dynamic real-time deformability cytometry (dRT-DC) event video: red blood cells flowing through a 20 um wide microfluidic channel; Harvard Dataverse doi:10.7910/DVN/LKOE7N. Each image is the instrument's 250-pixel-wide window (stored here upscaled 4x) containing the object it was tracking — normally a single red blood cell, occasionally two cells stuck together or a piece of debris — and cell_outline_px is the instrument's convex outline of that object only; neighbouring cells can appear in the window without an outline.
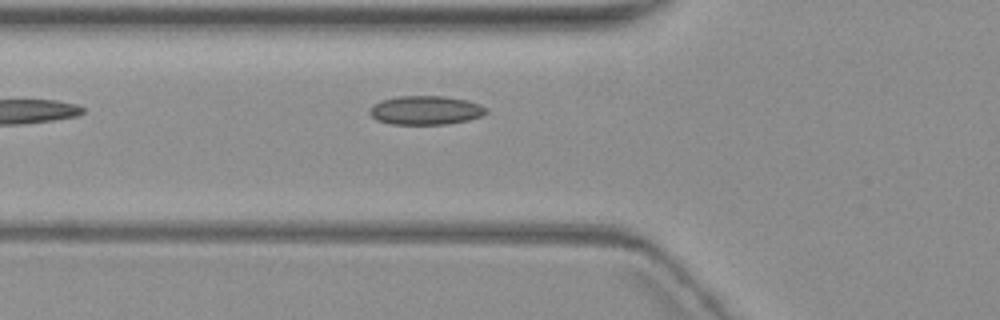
{"species": "common noctule bat (a hibernating species)", "species_latin": "Nyctalus noctula", "temperature_condition": "warm", "stored_images_in_passage": 3, "camera_frame_rate_fps": 3000, "um_per_image_px": 0.085, "animal": {"sex": "female", "body_mass_g": 19.3, "forearm_length_mm": 54.1}, "frame": {"image": 1, "passage_image": 3, "time_ms": 2.333, "image_size_px": [1000, 320], "cell_outline_px": [[488, 112], [480, 116], [468, 120], [448, 124], [392, 124], [376, 120], [368, 112], [372, 104], [380, 100], [396, 96], [444, 96], [468, 100], [480, 104], [488, 108]], "centroid_in_image_um": [36.17, 9.36], "position_along_channel_um": 89.6, "area_um2": 19.83}}